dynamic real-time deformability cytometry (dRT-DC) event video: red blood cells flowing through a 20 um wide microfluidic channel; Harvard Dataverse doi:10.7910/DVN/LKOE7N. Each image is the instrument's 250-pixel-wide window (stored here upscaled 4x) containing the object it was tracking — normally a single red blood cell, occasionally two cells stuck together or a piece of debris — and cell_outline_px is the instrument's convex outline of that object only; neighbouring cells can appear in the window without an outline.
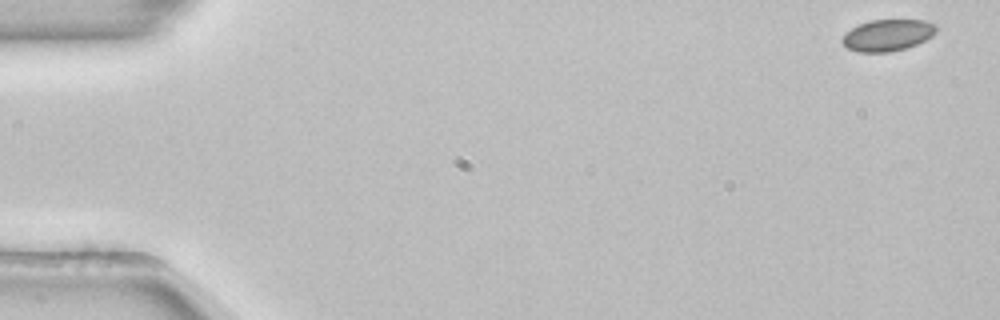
{"species": "common noctule bat (a hibernating species)", "species_latin": "Nyctalus noctula", "temperature_condition": "room temperature", "stored_images_in_passage": 53, "camera_frame_rate_fps": 3000, "um_per_image_px": 0.085, "animal": {"sex": "female", "body_mass_g": 22.7, "forearm_length_mm": 54.2}, "frame": {"image": 1, "passage_image": 1, "time_ms": 0.0, "image_size_px": [1000, 320], "cell_outline_px": [[936, 32], [932, 36], [916, 44], [904, 48], [888, 52], [860, 52], [848, 48], [840, 40], [852, 28], [868, 20], [924, 20], [936, 24]], "centroid_in_image_um": [75.46, 2.98], "position_along_channel_um": 9.5, "area_um2": 17.05}}
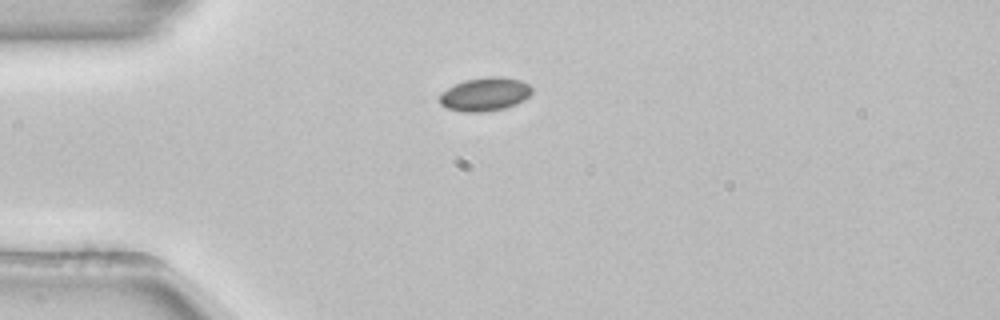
{"frame": {"image": 2, "passage_image": 13, "time_ms": 4.0, "image_size_px": [1000, 320], "cell_outline_px": [[532, 92], [524, 100], [516, 104], [504, 108], [480, 112], [464, 112], [448, 108], [440, 104], [440, 96], [448, 88], [464, 80], [488, 76], [500, 76], [520, 80], [528, 84], [532, 88]], "centroid_in_image_um": [41.24, 8.0], "position_along_channel_um": 43.8, "area_um2": 17.86}}
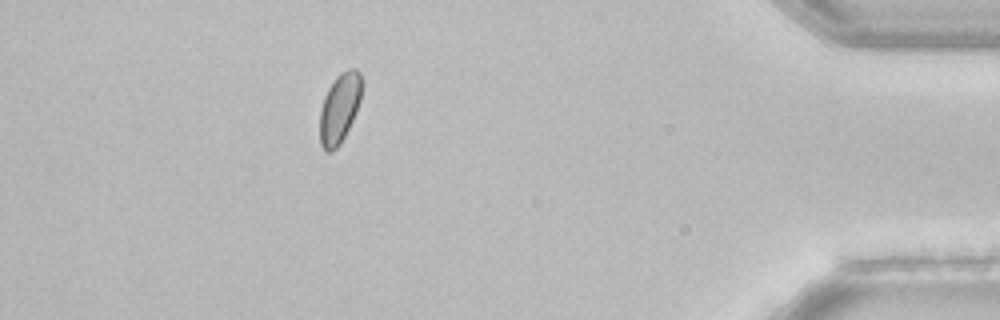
{"frame": {"image": 3, "passage_image": 47, "time_ms": 15.333, "image_size_px": [1000, 320], "cell_outline_px": [[360, 100], [356, 112], [340, 144], [332, 152], [328, 152], [320, 144], [320, 108], [324, 96], [328, 88], [336, 76], [340, 72], [348, 68], [356, 68], [360, 72]], "centroid_in_image_um": [28.83, 9.18], "position_along_channel_um": 406.4, "area_um2": 16.88}}